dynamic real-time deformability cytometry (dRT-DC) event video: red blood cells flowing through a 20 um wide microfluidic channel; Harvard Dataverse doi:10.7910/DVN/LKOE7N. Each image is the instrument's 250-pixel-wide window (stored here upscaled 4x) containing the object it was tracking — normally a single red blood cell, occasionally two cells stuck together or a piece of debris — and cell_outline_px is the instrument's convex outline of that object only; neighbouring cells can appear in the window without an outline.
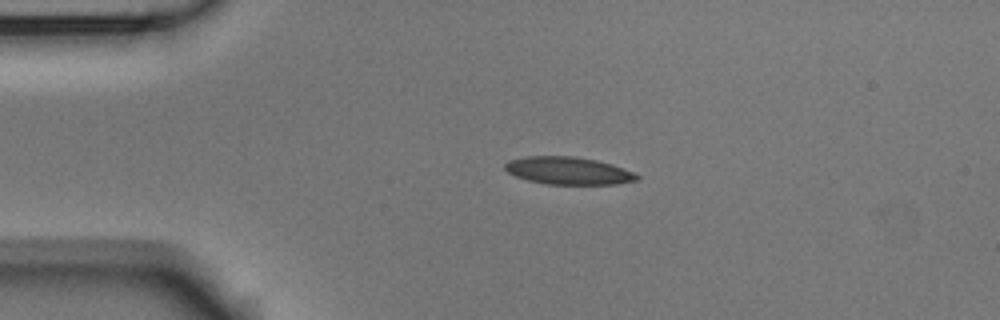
{"species": "Egyptian fruit bat (a non-hibernating species)", "species_latin": "Rousettus aegyptiacus", "temperature_condition": "room temperature", "stored_images_in_passage": 5, "camera_frame_rate_fps": 3000, "um_per_image_px": 0.085, "animal": {"sex": "male"}, "frame": {"image": 1, "passage_image": 4, "time_ms": 1.0, "image_size_px": [1000, 320], "cell_outline_px": [[640, 180], [616, 184], [548, 184], [528, 180], [516, 176], [508, 172], [504, 168], [504, 164], [508, 160], [528, 156], [572, 156], [596, 160], [612, 164], [624, 168], [640, 176]], "centroid_in_image_um": [48.32, 14.51], "position_along_channel_um": 36.7, "area_um2": 21.15}}